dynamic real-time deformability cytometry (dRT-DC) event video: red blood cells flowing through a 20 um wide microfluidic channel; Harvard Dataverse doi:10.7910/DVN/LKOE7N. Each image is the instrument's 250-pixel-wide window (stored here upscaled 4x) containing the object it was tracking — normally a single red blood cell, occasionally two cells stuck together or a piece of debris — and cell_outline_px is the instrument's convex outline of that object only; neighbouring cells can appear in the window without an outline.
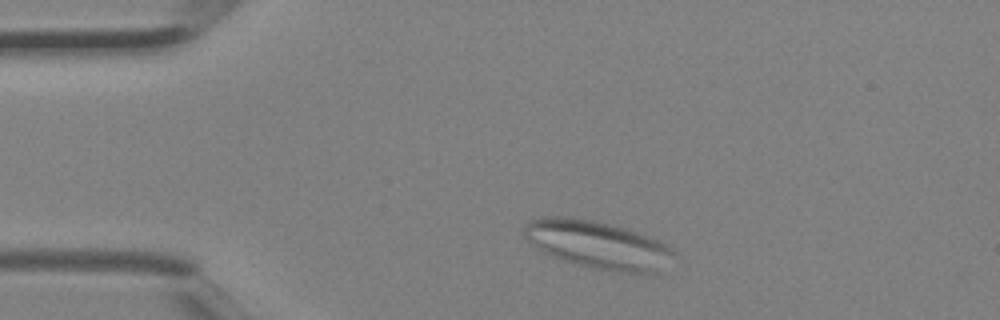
{"species": "Egyptian fruit bat (a non-hibernating species)", "species_latin": "Rousettus aegyptiacus", "temperature_condition": "room temperature", "stored_images_in_passage": 3, "camera_frame_rate_fps": 3000, "um_per_image_px": 0.085, "animal": {"sex": "female"}, "frame": {"image": 1, "passage_image": 3, "time_ms": 0.667, "image_size_px": [1000, 320], "cell_outline_px": [[676, 252], [656, 272], [644, 276], [640, 276], [592, 268], [564, 260], [552, 256], [544, 252], [532, 244], [524, 236], [524, 228], [528, 220], [540, 216], [564, 216], [592, 220], [624, 228], [636, 232], [656, 240], [672, 248]], "centroid_in_image_um": [50.79, 20.82], "position_along_channel_um": 34.2, "area_um2": 41.56}}